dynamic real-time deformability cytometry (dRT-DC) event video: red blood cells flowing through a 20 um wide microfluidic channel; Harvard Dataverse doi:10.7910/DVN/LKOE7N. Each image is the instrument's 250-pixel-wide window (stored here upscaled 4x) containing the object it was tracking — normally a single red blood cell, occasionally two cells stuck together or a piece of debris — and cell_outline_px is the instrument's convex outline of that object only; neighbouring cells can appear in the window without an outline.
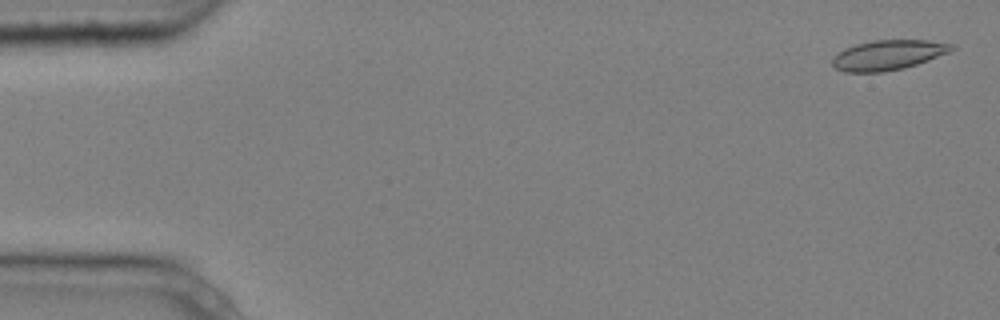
{"species": "common noctule bat (a hibernating species)", "species_latin": "Nyctalus noctula", "temperature_condition": "cold", "stored_images_in_passage": 5, "camera_frame_rate_fps": 3000, "um_per_image_px": 0.085, "animal": {"sex": "male", "body_mass_g": 20.4}, "frame": {"image": 1, "passage_image": 1, "time_ms": 0.0, "image_size_px": [1000, 320], "cell_outline_px": [[956, 48], [948, 52], [928, 60], [904, 68], [884, 72], [844, 72], [836, 68], [832, 64], [832, 60], [844, 48], [856, 44], [872, 40], [928, 40], [956, 44]], "centroid_in_image_um": [75.51, 4.67], "position_along_channel_um": 9.5, "area_um2": 20.75}}